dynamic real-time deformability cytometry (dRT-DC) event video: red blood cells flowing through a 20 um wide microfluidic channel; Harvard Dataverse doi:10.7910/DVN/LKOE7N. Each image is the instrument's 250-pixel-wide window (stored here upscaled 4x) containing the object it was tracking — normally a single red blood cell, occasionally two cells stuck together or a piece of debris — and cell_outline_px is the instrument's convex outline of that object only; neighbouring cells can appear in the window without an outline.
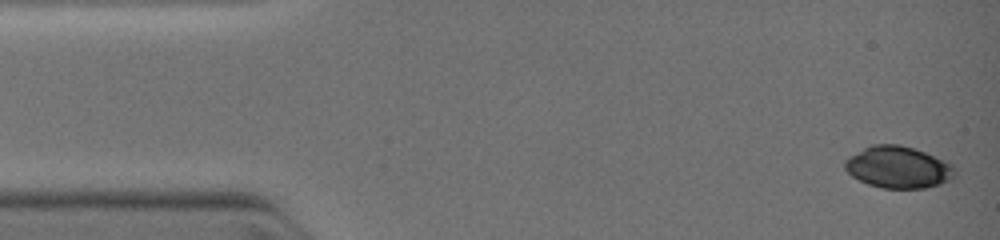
{"species": "common noctule bat (a hibernating species)", "species_latin": "Nyctalus noctula", "temperature_condition": "warm", "stored_images_in_passage": 13, "camera_frame_rate_fps": 3000, "um_per_image_px": 0.085, "animal": {"sex": "female", "body_mass_g": 19.0, "forearm_length_mm": 51.5}, "frame": {"image": 1, "passage_image": 1, "time_ms": 0.0, "image_size_px": [1000, 240], "cell_outline_px": [[956, 176], [952, 180], [940, 184], [924, 188], [884, 188], [868, 184], [852, 176], [844, 168], [844, 160], [848, 156], [872, 144], [900, 144], [924, 152], [944, 160], [952, 164], [956, 168]], "centroid_in_image_um": [76.36, 14.21], "position_along_channel_um": 8.6, "area_um2": 26.93}}
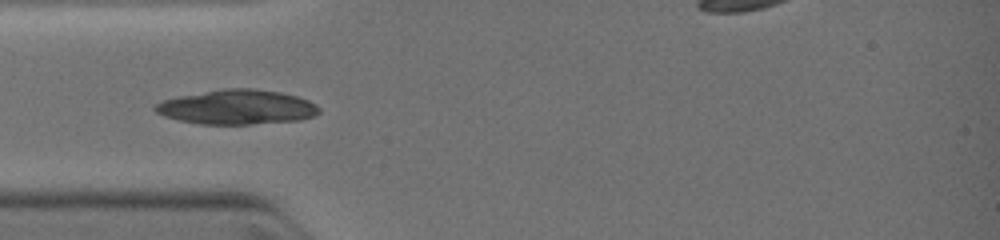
{"frame": {"image": 2, "passage_image": 9, "time_ms": 3.333, "image_size_px": [1000, 240], "cell_outline_px": [[320, 112], [312, 116], [300, 120], [252, 124], [200, 124], [180, 120], [164, 116], [156, 112], [152, 108], [156, 104], [164, 100], [180, 96], [224, 88], [252, 88], [280, 92], [296, 96], [308, 100], [316, 104], [320, 108]], "centroid_in_image_um": [20.16, 9.1], "position_along_channel_um": 64.8, "area_um2": 32.89}}
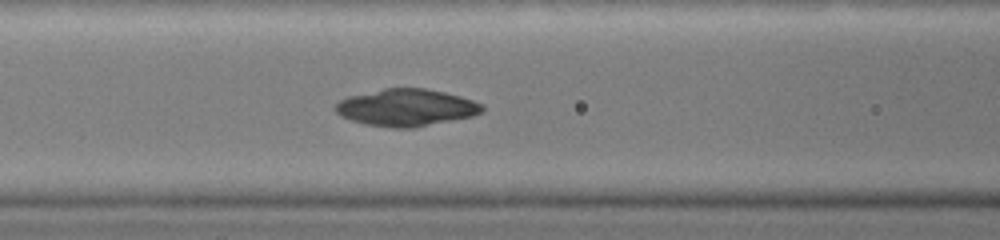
{"frame": {"image": 3, "passage_image": 13, "time_ms": 4.667, "image_size_px": [1000, 240], "cell_outline_px": [[484, 112], [472, 116], [412, 128], [392, 128], [364, 124], [340, 116], [332, 108], [340, 100], [348, 96], [384, 88], [424, 88], [444, 92], [460, 96], [484, 104]], "centroid_in_image_um": [34.52, 9.14], "position_along_channel_um": 132.1, "area_um2": 31.79}}